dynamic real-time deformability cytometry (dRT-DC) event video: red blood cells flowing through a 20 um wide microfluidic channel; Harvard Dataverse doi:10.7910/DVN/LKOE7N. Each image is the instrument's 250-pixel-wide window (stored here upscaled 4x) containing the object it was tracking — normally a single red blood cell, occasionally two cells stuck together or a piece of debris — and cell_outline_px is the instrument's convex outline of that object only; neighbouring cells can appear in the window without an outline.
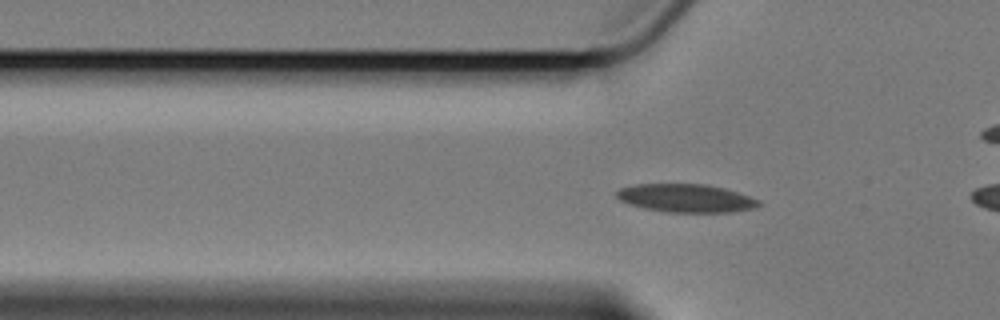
{"species": "Egyptian fruit bat (a non-hibernating species)", "species_latin": "Rousettus aegyptiacus", "temperature_condition": "cold", "stored_images_in_passage": 10, "camera_frame_rate_fps": 3000, "um_per_image_px": 0.085, "animal": {"sex": "female"}, "frame": {"image": 1, "passage_image": 7, "time_ms": 2.0, "image_size_px": [1000, 320], "cell_outline_px": [[760, 204], [756, 208], [728, 212], [664, 212], [644, 208], [628, 204], [620, 200], [616, 196], [616, 192], [620, 188], [636, 184], [704, 184], [724, 188], [760, 200]], "centroid_in_image_um": [58.28, 16.85], "position_along_channel_um": 67.5, "area_um2": 23.29}}